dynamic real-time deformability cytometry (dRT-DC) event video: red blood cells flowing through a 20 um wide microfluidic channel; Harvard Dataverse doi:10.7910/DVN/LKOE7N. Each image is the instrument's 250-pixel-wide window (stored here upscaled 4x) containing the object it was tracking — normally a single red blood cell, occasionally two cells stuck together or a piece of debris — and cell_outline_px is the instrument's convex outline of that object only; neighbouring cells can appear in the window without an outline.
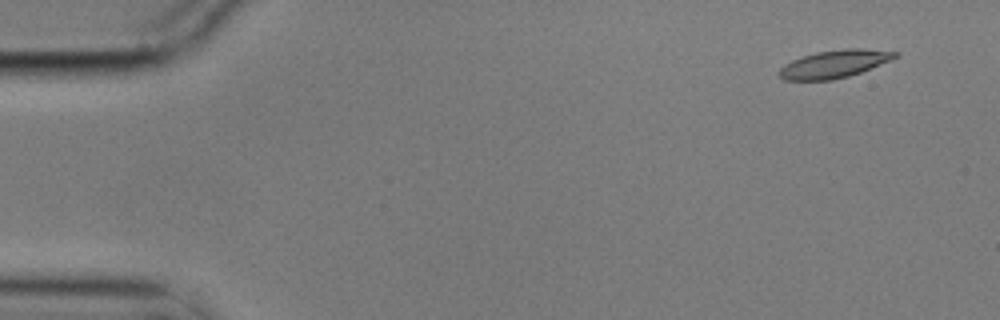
{"species": "common noctule bat (a hibernating species)", "species_latin": "Nyctalus noctula", "temperature_condition": "cold", "stored_images_in_passage": 6, "camera_frame_rate_fps": 3000, "um_per_image_px": 0.085, "animal": {"sex": "male", "body_mass_g": 17.9}, "frame": {"image": 1, "passage_image": 1, "time_ms": 0.0, "image_size_px": [1000, 320], "cell_outline_px": [[900, 56], [860, 72], [848, 76], [832, 80], [784, 80], [776, 72], [784, 64], [792, 60], [816, 52], [844, 48], [860, 48], [900, 52]], "centroid_in_image_um": [70.91, 5.43], "position_along_channel_um": 14.1, "area_um2": 18.73}}
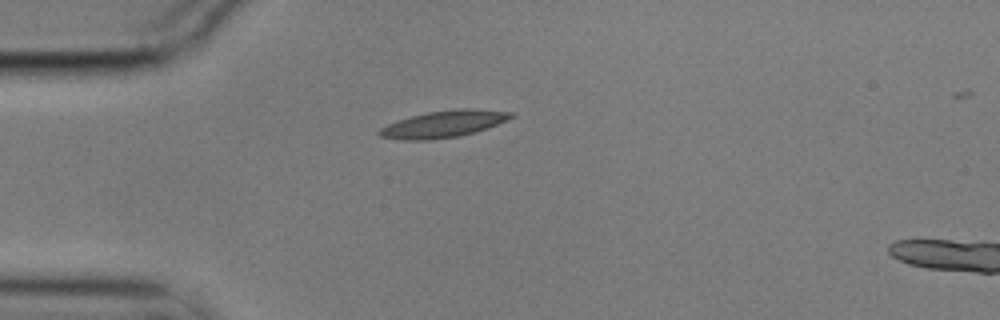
{"frame": {"image": 2, "passage_image": 4, "time_ms": 1.0, "image_size_px": [1000, 320], "cell_outline_px": [[516, 116], [488, 128], [460, 136], [428, 140], [400, 140], [380, 136], [376, 132], [380, 128], [396, 120], [428, 112], [456, 108], [472, 108], [512, 112]], "centroid_in_image_um": [37.7, 10.54], "position_along_channel_um": 47.3, "area_um2": 20.69}}
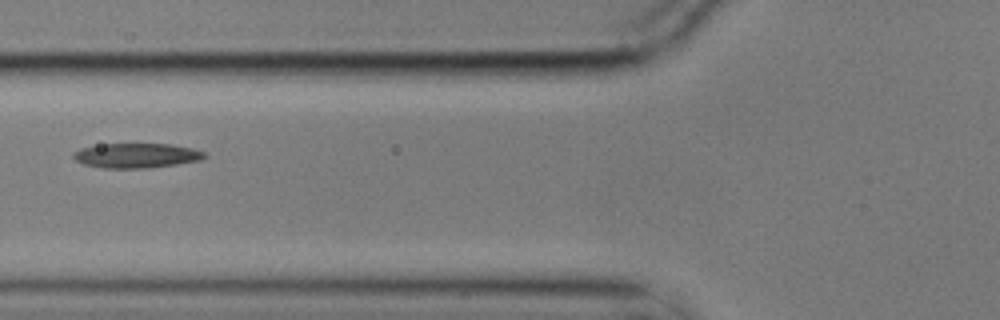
{"frame": {"image": 3, "passage_image": 6, "time_ms": 1.667, "image_size_px": [1000, 320], "cell_outline_px": [[208, 156], [200, 160], [176, 164], [148, 168], [104, 168], [84, 164], [76, 160], [72, 156], [72, 152], [80, 148], [100, 144], [172, 144], [192, 148], [204, 152]], "centroid_in_image_um": [11.59, 13.22], "position_along_channel_um": 114.2, "area_um2": 18.9}}